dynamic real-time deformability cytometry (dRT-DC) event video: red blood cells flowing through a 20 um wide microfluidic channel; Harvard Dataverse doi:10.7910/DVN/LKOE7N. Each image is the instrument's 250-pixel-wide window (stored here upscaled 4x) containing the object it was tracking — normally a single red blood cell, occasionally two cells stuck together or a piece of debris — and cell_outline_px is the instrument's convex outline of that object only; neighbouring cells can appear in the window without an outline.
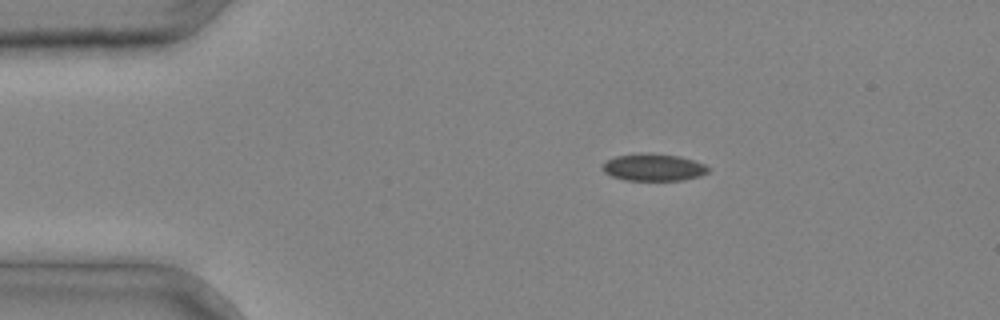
{"species": "common noctule bat (a hibernating species)", "species_latin": "Nyctalus noctula", "temperature_condition": "cold", "stored_images_in_passage": 2, "camera_frame_rate_fps": 3000, "um_per_image_px": 0.085, "animal": {"sex": "male", "body_mass_g": 20.4}, "frame": {"image": 1, "passage_image": 1, "time_ms": 0.0, "image_size_px": [1000, 320], "cell_outline_px": [[708, 172], [700, 176], [684, 180], [628, 180], [612, 176], [604, 172], [600, 168], [604, 160], [616, 156], [636, 152], [648, 152], [680, 156], [704, 164], [708, 168]], "centroid_in_image_um": [55.49, 14.2], "position_along_channel_um": 29.5, "area_um2": 16.99}}